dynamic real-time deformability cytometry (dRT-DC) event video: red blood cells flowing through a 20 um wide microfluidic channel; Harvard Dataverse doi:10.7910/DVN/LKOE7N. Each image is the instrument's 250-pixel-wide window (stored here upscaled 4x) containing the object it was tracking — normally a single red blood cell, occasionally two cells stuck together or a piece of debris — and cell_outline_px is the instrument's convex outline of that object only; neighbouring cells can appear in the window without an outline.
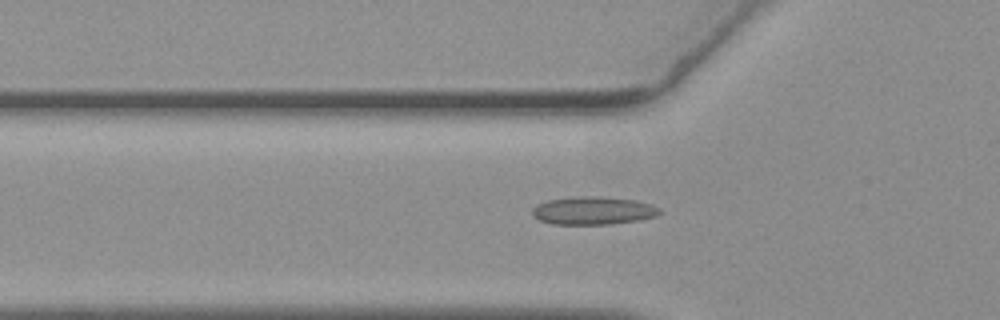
{"species": "common noctule bat (a hibernating species)", "species_latin": "Nyctalus noctula", "temperature_condition": "warm", "stored_images_in_passage": 47, "camera_frame_rate_fps": 3000, "um_per_image_px": 0.085, "animal": {"sex": "female", "body_mass_g": 19.3, "forearm_length_mm": 54.1}, "frame": {"image": 1, "passage_image": 18, "time_ms": 5.667, "image_size_px": [1000, 320], "cell_outline_px": [[660, 212], [656, 216], [636, 220], [608, 224], [552, 224], [540, 220], [532, 216], [532, 208], [548, 200], [580, 196], [600, 196], [636, 200], [660, 208]], "centroid_in_image_um": [50.4, 17.9], "position_along_channel_um": 75.4, "area_um2": 20.52}}
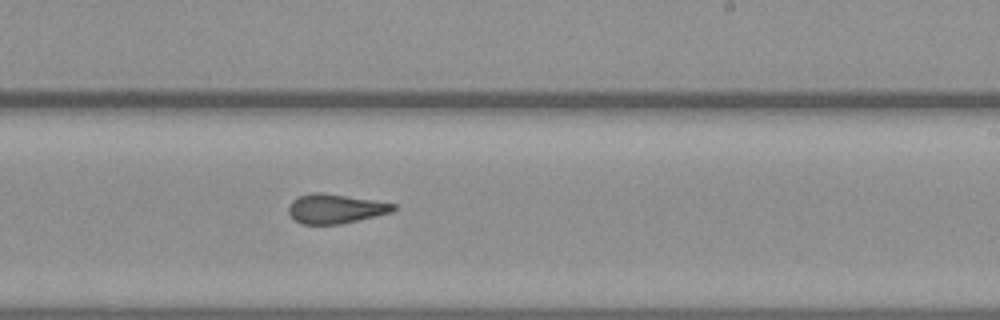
{"frame": {"image": 2, "passage_image": 33, "time_ms": 10.667, "image_size_px": [1000, 320], "cell_outline_px": [[396, 208], [392, 212], [340, 224], [300, 224], [288, 212], [288, 208], [292, 200], [300, 196], [312, 192], [320, 192], [372, 200], [396, 204]], "centroid_in_image_um": [28.49, 17.74], "position_along_channel_um": 260.5, "area_um2": 17.69}}
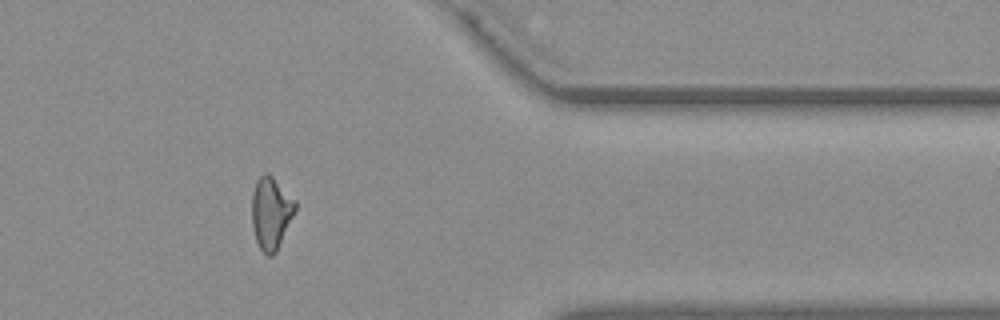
{"frame": {"image": 3, "passage_image": 45, "time_ms": 14.667, "image_size_px": [1000, 320], "cell_outline_px": [[296, 208], [276, 252], [272, 256], [268, 256], [260, 248], [256, 240], [252, 224], [252, 192], [256, 180], [264, 172], [268, 172], [296, 200]], "centroid_in_image_um": [23.02, 18.07], "position_along_channel_um": 388.4, "area_um2": 18.15}, "authors_computed_cell_mechanics": {"area_um2": 18.9006, "velocity_mm_per_s": 3.6788, "shape_relaxation_time_tau1_ms": null, "shape_relaxation_time_tau2_ms": 1.8928, "deformation_change_tau1": null, "deformation_change_tau2": 0.0992}}